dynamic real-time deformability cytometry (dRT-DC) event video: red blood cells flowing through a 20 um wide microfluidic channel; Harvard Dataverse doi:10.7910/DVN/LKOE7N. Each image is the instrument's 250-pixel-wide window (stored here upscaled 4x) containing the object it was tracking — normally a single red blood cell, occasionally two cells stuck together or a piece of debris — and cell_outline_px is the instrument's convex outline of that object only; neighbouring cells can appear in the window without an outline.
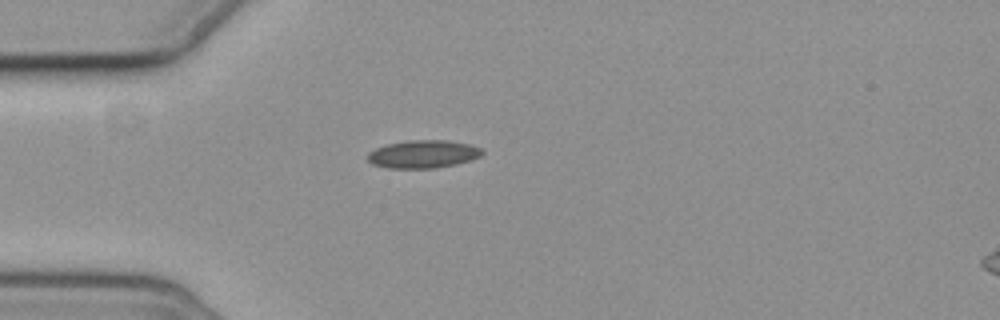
{"species": "common noctule bat (a hibernating species)", "species_latin": "Nyctalus noctula", "temperature_condition": "cold", "stored_images_in_passage": 6, "camera_frame_rate_fps": 3000, "um_per_image_px": 0.085, "animal": {"sex": "female", "body_mass_g": 19.3, "forearm_length_mm": 54.1}, "frame": {"image": 1, "passage_image": 6, "time_ms": 6.0, "image_size_px": [1000, 320], "cell_outline_px": [[484, 152], [480, 156], [472, 160], [456, 164], [436, 168], [388, 168], [372, 164], [368, 160], [368, 152], [376, 148], [388, 144], [408, 140], [448, 140], [472, 144], [480, 148]], "centroid_in_image_um": [35.99, 13.1], "position_along_channel_um": 49.0, "area_um2": 18.73}}